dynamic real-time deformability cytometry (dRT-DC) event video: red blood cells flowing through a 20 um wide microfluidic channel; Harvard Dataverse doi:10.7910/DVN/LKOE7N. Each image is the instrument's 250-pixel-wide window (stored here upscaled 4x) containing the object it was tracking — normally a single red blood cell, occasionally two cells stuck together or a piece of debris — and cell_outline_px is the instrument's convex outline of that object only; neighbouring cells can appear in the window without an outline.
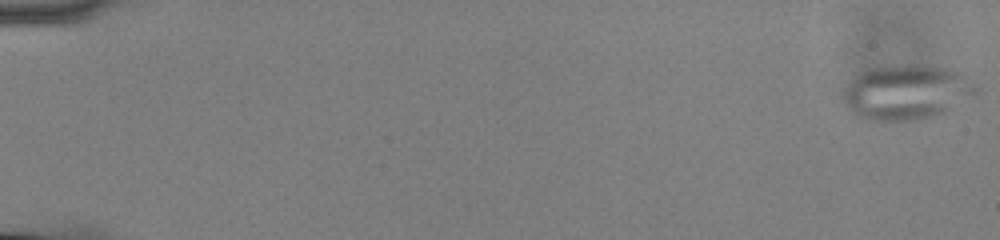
{"species": "common noctule bat (a hibernating species)", "species_latin": "Nyctalus noctula", "temperature_condition": "cold", "stored_images_in_passage": 57, "camera_frame_rate_fps": 3000, "um_per_image_px": 0.085, "animal": {"sex": "male", "body_mass_g": 13.0, "forearm_length_mm": 53.1}, "frame": {"image": 1, "passage_image": 1, "time_ms": 0.0, "image_size_px": [1000, 240], "cell_outline_px": [[980, 92], [952, 108], [944, 112], [932, 116], [916, 120], [872, 120], [860, 116], [852, 112], [844, 100], [844, 92], [852, 80], [856, 76], [872, 68], [940, 68], [956, 72], [964, 76], [980, 88]], "centroid_in_image_um": [77.1, 7.9], "position_along_channel_um": 7.9, "area_um2": 40.4}}
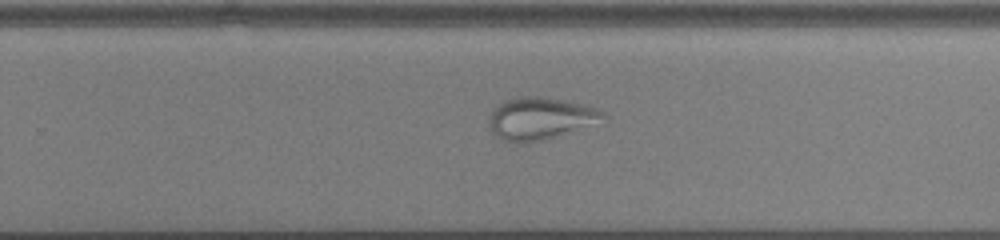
{"frame": {"image": 2, "passage_image": 38, "time_ms": 12.333, "image_size_px": [1000, 240], "cell_outline_px": [[608, 116], [556, 136], [540, 140], [520, 144], [516, 144], [500, 140], [492, 132], [488, 124], [492, 112], [496, 104], [504, 100], [520, 96], [540, 96], [564, 100], [580, 104], [604, 112]], "centroid_in_image_um": [45.77, 10.06], "position_along_channel_um": 284.0, "area_um2": 27.51}}
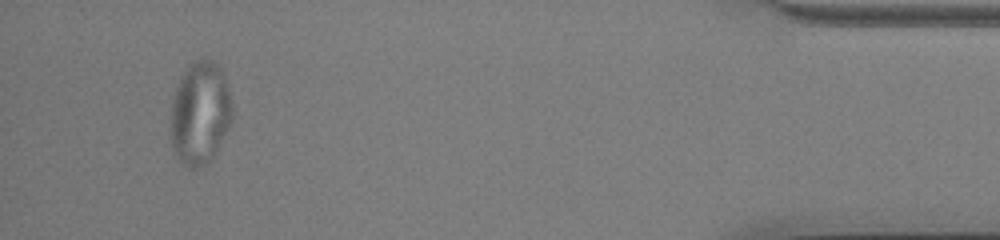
{"frame": {"image": 3, "passage_image": 54, "time_ms": 17.667, "image_size_px": [1000, 240], "cell_outline_px": [[232, 120], [216, 152], [208, 164], [196, 168], [188, 168], [176, 156], [172, 144], [172, 100], [180, 76], [188, 64], [192, 60], [204, 56], [212, 60], [224, 72], [232, 100]], "centroid_in_image_um": [17.03, 9.56], "position_along_channel_um": 418.2, "area_um2": 37.34}}